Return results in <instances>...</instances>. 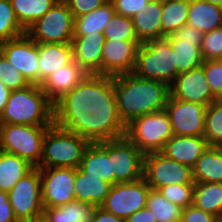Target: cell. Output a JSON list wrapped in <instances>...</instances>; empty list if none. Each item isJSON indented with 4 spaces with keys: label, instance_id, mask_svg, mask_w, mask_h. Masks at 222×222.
I'll list each match as a JSON object with an SVG mask.
<instances>
[{
    "label": "cell",
    "instance_id": "cell-1",
    "mask_svg": "<svg viewBox=\"0 0 222 222\" xmlns=\"http://www.w3.org/2000/svg\"><path fill=\"white\" fill-rule=\"evenodd\" d=\"M54 124L90 143L125 135L117 111L114 77L88 74L54 104Z\"/></svg>",
    "mask_w": 222,
    "mask_h": 222
},
{
    "label": "cell",
    "instance_id": "cell-2",
    "mask_svg": "<svg viewBox=\"0 0 222 222\" xmlns=\"http://www.w3.org/2000/svg\"><path fill=\"white\" fill-rule=\"evenodd\" d=\"M114 91L118 115L125 125L136 117L164 110L170 95L166 83L134 73L115 76Z\"/></svg>",
    "mask_w": 222,
    "mask_h": 222
},
{
    "label": "cell",
    "instance_id": "cell-3",
    "mask_svg": "<svg viewBox=\"0 0 222 222\" xmlns=\"http://www.w3.org/2000/svg\"><path fill=\"white\" fill-rule=\"evenodd\" d=\"M0 124L52 126L54 105L40 85L31 84L24 89L11 91L0 114Z\"/></svg>",
    "mask_w": 222,
    "mask_h": 222
},
{
    "label": "cell",
    "instance_id": "cell-4",
    "mask_svg": "<svg viewBox=\"0 0 222 222\" xmlns=\"http://www.w3.org/2000/svg\"><path fill=\"white\" fill-rule=\"evenodd\" d=\"M90 142L53 124L45 133L42 157L37 168H78Z\"/></svg>",
    "mask_w": 222,
    "mask_h": 222
},
{
    "label": "cell",
    "instance_id": "cell-5",
    "mask_svg": "<svg viewBox=\"0 0 222 222\" xmlns=\"http://www.w3.org/2000/svg\"><path fill=\"white\" fill-rule=\"evenodd\" d=\"M133 73L140 78L161 81L170 86L178 75L170 41L165 37L141 43Z\"/></svg>",
    "mask_w": 222,
    "mask_h": 222
},
{
    "label": "cell",
    "instance_id": "cell-6",
    "mask_svg": "<svg viewBox=\"0 0 222 222\" xmlns=\"http://www.w3.org/2000/svg\"><path fill=\"white\" fill-rule=\"evenodd\" d=\"M49 127L0 124V150L17 155L37 168L42 157L45 133Z\"/></svg>",
    "mask_w": 222,
    "mask_h": 222
},
{
    "label": "cell",
    "instance_id": "cell-7",
    "mask_svg": "<svg viewBox=\"0 0 222 222\" xmlns=\"http://www.w3.org/2000/svg\"><path fill=\"white\" fill-rule=\"evenodd\" d=\"M125 135L145 155L160 152L174 134L164 109L134 118L126 125Z\"/></svg>",
    "mask_w": 222,
    "mask_h": 222
},
{
    "label": "cell",
    "instance_id": "cell-8",
    "mask_svg": "<svg viewBox=\"0 0 222 222\" xmlns=\"http://www.w3.org/2000/svg\"><path fill=\"white\" fill-rule=\"evenodd\" d=\"M97 143L108 153L114 184L143 178L144 154L126 135Z\"/></svg>",
    "mask_w": 222,
    "mask_h": 222
},
{
    "label": "cell",
    "instance_id": "cell-9",
    "mask_svg": "<svg viewBox=\"0 0 222 222\" xmlns=\"http://www.w3.org/2000/svg\"><path fill=\"white\" fill-rule=\"evenodd\" d=\"M74 17L64 0H58L26 33L37 43H71Z\"/></svg>",
    "mask_w": 222,
    "mask_h": 222
},
{
    "label": "cell",
    "instance_id": "cell-10",
    "mask_svg": "<svg viewBox=\"0 0 222 222\" xmlns=\"http://www.w3.org/2000/svg\"><path fill=\"white\" fill-rule=\"evenodd\" d=\"M9 202L17 222L41 220L44 211L39 168H33L8 192Z\"/></svg>",
    "mask_w": 222,
    "mask_h": 222
},
{
    "label": "cell",
    "instance_id": "cell-11",
    "mask_svg": "<svg viewBox=\"0 0 222 222\" xmlns=\"http://www.w3.org/2000/svg\"><path fill=\"white\" fill-rule=\"evenodd\" d=\"M143 178L151 189L171 184H194L192 168L165 157L160 152L144 155Z\"/></svg>",
    "mask_w": 222,
    "mask_h": 222
},
{
    "label": "cell",
    "instance_id": "cell-12",
    "mask_svg": "<svg viewBox=\"0 0 222 222\" xmlns=\"http://www.w3.org/2000/svg\"><path fill=\"white\" fill-rule=\"evenodd\" d=\"M150 189L144 178L135 182L114 184L100 207L125 221L146 207Z\"/></svg>",
    "mask_w": 222,
    "mask_h": 222
},
{
    "label": "cell",
    "instance_id": "cell-13",
    "mask_svg": "<svg viewBox=\"0 0 222 222\" xmlns=\"http://www.w3.org/2000/svg\"><path fill=\"white\" fill-rule=\"evenodd\" d=\"M43 208H54L75 201V168H39Z\"/></svg>",
    "mask_w": 222,
    "mask_h": 222
},
{
    "label": "cell",
    "instance_id": "cell-14",
    "mask_svg": "<svg viewBox=\"0 0 222 222\" xmlns=\"http://www.w3.org/2000/svg\"><path fill=\"white\" fill-rule=\"evenodd\" d=\"M206 106L172 98L167 99V112L174 135L196 136L204 135V120Z\"/></svg>",
    "mask_w": 222,
    "mask_h": 222
},
{
    "label": "cell",
    "instance_id": "cell-15",
    "mask_svg": "<svg viewBox=\"0 0 222 222\" xmlns=\"http://www.w3.org/2000/svg\"><path fill=\"white\" fill-rule=\"evenodd\" d=\"M0 52L30 84L38 85V43L27 33L0 43Z\"/></svg>",
    "mask_w": 222,
    "mask_h": 222
},
{
    "label": "cell",
    "instance_id": "cell-16",
    "mask_svg": "<svg viewBox=\"0 0 222 222\" xmlns=\"http://www.w3.org/2000/svg\"><path fill=\"white\" fill-rule=\"evenodd\" d=\"M140 44L139 40L105 39L101 72L98 75L115 77L133 73Z\"/></svg>",
    "mask_w": 222,
    "mask_h": 222
},
{
    "label": "cell",
    "instance_id": "cell-17",
    "mask_svg": "<svg viewBox=\"0 0 222 222\" xmlns=\"http://www.w3.org/2000/svg\"><path fill=\"white\" fill-rule=\"evenodd\" d=\"M169 90L172 98L199 103L206 107L217 100L209 88L202 65L178 74Z\"/></svg>",
    "mask_w": 222,
    "mask_h": 222
},
{
    "label": "cell",
    "instance_id": "cell-18",
    "mask_svg": "<svg viewBox=\"0 0 222 222\" xmlns=\"http://www.w3.org/2000/svg\"><path fill=\"white\" fill-rule=\"evenodd\" d=\"M103 33L92 32L87 35H74L71 45L73 60L87 73L101 72Z\"/></svg>",
    "mask_w": 222,
    "mask_h": 222
},
{
    "label": "cell",
    "instance_id": "cell-19",
    "mask_svg": "<svg viewBox=\"0 0 222 222\" xmlns=\"http://www.w3.org/2000/svg\"><path fill=\"white\" fill-rule=\"evenodd\" d=\"M207 140L196 136L173 135L160 151L165 157L193 168L208 148Z\"/></svg>",
    "mask_w": 222,
    "mask_h": 222
},
{
    "label": "cell",
    "instance_id": "cell-20",
    "mask_svg": "<svg viewBox=\"0 0 222 222\" xmlns=\"http://www.w3.org/2000/svg\"><path fill=\"white\" fill-rule=\"evenodd\" d=\"M87 75L73 60L68 65L50 74L40 86L49 100L54 104L76 87Z\"/></svg>",
    "mask_w": 222,
    "mask_h": 222
},
{
    "label": "cell",
    "instance_id": "cell-21",
    "mask_svg": "<svg viewBox=\"0 0 222 222\" xmlns=\"http://www.w3.org/2000/svg\"><path fill=\"white\" fill-rule=\"evenodd\" d=\"M38 85L53 72L73 61L71 43H38Z\"/></svg>",
    "mask_w": 222,
    "mask_h": 222
},
{
    "label": "cell",
    "instance_id": "cell-22",
    "mask_svg": "<svg viewBox=\"0 0 222 222\" xmlns=\"http://www.w3.org/2000/svg\"><path fill=\"white\" fill-rule=\"evenodd\" d=\"M112 184L75 168V200L100 207L110 192Z\"/></svg>",
    "mask_w": 222,
    "mask_h": 222
},
{
    "label": "cell",
    "instance_id": "cell-23",
    "mask_svg": "<svg viewBox=\"0 0 222 222\" xmlns=\"http://www.w3.org/2000/svg\"><path fill=\"white\" fill-rule=\"evenodd\" d=\"M161 13L162 0H150L147 8L131 17L140 43L162 38Z\"/></svg>",
    "mask_w": 222,
    "mask_h": 222
},
{
    "label": "cell",
    "instance_id": "cell-24",
    "mask_svg": "<svg viewBox=\"0 0 222 222\" xmlns=\"http://www.w3.org/2000/svg\"><path fill=\"white\" fill-rule=\"evenodd\" d=\"M187 25L203 34L222 27V6L206 0H189Z\"/></svg>",
    "mask_w": 222,
    "mask_h": 222
},
{
    "label": "cell",
    "instance_id": "cell-25",
    "mask_svg": "<svg viewBox=\"0 0 222 222\" xmlns=\"http://www.w3.org/2000/svg\"><path fill=\"white\" fill-rule=\"evenodd\" d=\"M96 206L80 201L68 202L65 205L44 208L43 222H92Z\"/></svg>",
    "mask_w": 222,
    "mask_h": 222
},
{
    "label": "cell",
    "instance_id": "cell-26",
    "mask_svg": "<svg viewBox=\"0 0 222 222\" xmlns=\"http://www.w3.org/2000/svg\"><path fill=\"white\" fill-rule=\"evenodd\" d=\"M78 169L114 185V174L111 173L108 153L98 143L88 145Z\"/></svg>",
    "mask_w": 222,
    "mask_h": 222
},
{
    "label": "cell",
    "instance_id": "cell-27",
    "mask_svg": "<svg viewBox=\"0 0 222 222\" xmlns=\"http://www.w3.org/2000/svg\"><path fill=\"white\" fill-rule=\"evenodd\" d=\"M194 182L222 183V152L208 146L192 168Z\"/></svg>",
    "mask_w": 222,
    "mask_h": 222
},
{
    "label": "cell",
    "instance_id": "cell-28",
    "mask_svg": "<svg viewBox=\"0 0 222 222\" xmlns=\"http://www.w3.org/2000/svg\"><path fill=\"white\" fill-rule=\"evenodd\" d=\"M174 50L177 73H184L203 64L202 40L168 39Z\"/></svg>",
    "mask_w": 222,
    "mask_h": 222
},
{
    "label": "cell",
    "instance_id": "cell-29",
    "mask_svg": "<svg viewBox=\"0 0 222 222\" xmlns=\"http://www.w3.org/2000/svg\"><path fill=\"white\" fill-rule=\"evenodd\" d=\"M33 168L19 156L0 150V190L8 193Z\"/></svg>",
    "mask_w": 222,
    "mask_h": 222
},
{
    "label": "cell",
    "instance_id": "cell-30",
    "mask_svg": "<svg viewBox=\"0 0 222 222\" xmlns=\"http://www.w3.org/2000/svg\"><path fill=\"white\" fill-rule=\"evenodd\" d=\"M193 205L222 218V183L195 182Z\"/></svg>",
    "mask_w": 222,
    "mask_h": 222
},
{
    "label": "cell",
    "instance_id": "cell-31",
    "mask_svg": "<svg viewBox=\"0 0 222 222\" xmlns=\"http://www.w3.org/2000/svg\"><path fill=\"white\" fill-rule=\"evenodd\" d=\"M115 13L110 0L94 11L74 18V35H87L92 32L104 33L107 23Z\"/></svg>",
    "mask_w": 222,
    "mask_h": 222
},
{
    "label": "cell",
    "instance_id": "cell-32",
    "mask_svg": "<svg viewBox=\"0 0 222 222\" xmlns=\"http://www.w3.org/2000/svg\"><path fill=\"white\" fill-rule=\"evenodd\" d=\"M189 0H162V38L171 36L187 24Z\"/></svg>",
    "mask_w": 222,
    "mask_h": 222
},
{
    "label": "cell",
    "instance_id": "cell-33",
    "mask_svg": "<svg viewBox=\"0 0 222 222\" xmlns=\"http://www.w3.org/2000/svg\"><path fill=\"white\" fill-rule=\"evenodd\" d=\"M58 0H10L20 25L27 30Z\"/></svg>",
    "mask_w": 222,
    "mask_h": 222
},
{
    "label": "cell",
    "instance_id": "cell-34",
    "mask_svg": "<svg viewBox=\"0 0 222 222\" xmlns=\"http://www.w3.org/2000/svg\"><path fill=\"white\" fill-rule=\"evenodd\" d=\"M146 208L153 211L156 222H170L181 219L182 208L165 198L158 190L150 189Z\"/></svg>",
    "mask_w": 222,
    "mask_h": 222
},
{
    "label": "cell",
    "instance_id": "cell-35",
    "mask_svg": "<svg viewBox=\"0 0 222 222\" xmlns=\"http://www.w3.org/2000/svg\"><path fill=\"white\" fill-rule=\"evenodd\" d=\"M209 146L222 143V99H217L206 107L204 135Z\"/></svg>",
    "mask_w": 222,
    "mask_h": 222
},
{
    "label": "cell",
    "instance_id": "cell-36",
    "mask_svg": "<svg viewBox=\"0 0 222 222\" xmlns=\"http://www.w3.org/2000/svg\"><path fill=\"white\" fill-rule=\"evenodd\" d=\"M26 33L20 25L10 0H0V43L17 38Z\"/></svg>",
    "mask_w": 222,
    "mask_h": 222
},
{
    "label": "cell",
    "instance_id": "cell-37",
    "mask_svg": "<svg viewBox=\"0 0 222 222\" xmlns=\"http://www.w3.org/2000/svg\"><path fill=\"white\" fill-rule=\"evenodd\" d=\"M105 39L138 40L131 17L114 13L104 30Z\"/></svg>",
    "mask_w": 222,
    "mask_h": 222
},
{
    "label": "cell",
    "instance_id": "cell-38",
    "mask_svg": "<svg viewBox=\"0 0 222 222\" xmlns=\"http://www.w3.org/2000/svg\"><path fill=\"white\" fill-rule=\"evenodd\" d=\"M193 190L194 184H171L158 189L165 198L182 209L193 204Z\"/></svg>",
    "mask_w": 222,
    "mask_h": 222
},
{
    "label": "cell",
    "instance_id": "cell-39",
    "mask_svg": "<svg viewBox=\"0 0 222 222\" xmlns=\"http://www.w3.org/2000/svg\"><path fill=\"white\" fill-rule=\"evenodd\" d=\"M0 80L10 91L20 90L31 85L0 52Z\"/></svg>",
    "mask_w": 222,
    "mask_h": 222
},
{
    "label": "cell",
    "instance_id": "cell-40",
    "mask_svg": "<svg viewBox=\"0 0 222 222\" xmlns=\"http://www.w3.org/2000/svg\"><path fill=\"white\" fill-rule=\"evenodd\" d=\"M200 48L203 60H222V27L204 33Z\"/></svg>",
    "mask_w": 222,
    "mask_h": 222
},
{
    "label": "cell",
    "instance_id": "cell-41",
    "mask_svg": "<svg viewBox=\"0 0 222 222\" xmlns=\"http://www.w3.org/2000/svg\"><path fill=\"white\" fill-rule=\"evenodd\" d=\"M202 66L212 94L222 99V60H204Z\"/></svg>",
    "mask_w": 222,
    "mask_h": 222
},
{
    "label": "cell",
    "instance_id": "cell-42",
    "mask_svg": "<svg viewBox=\"0 0 222 222\" xmlns=\"http://www.w3.org/2000/svg\"><path fill=\"white\" fill-rule=\"evenodd\" d=\"M114 6L115 13L126 17H132L139 10L147 8L150 0H110Z\"/></svg>",
    "mask_w": 222,
    "mask_h": 222
},
{
    "label": "cell",
    "instance_id": "cell-43",
    "mask_svg": "<svg viewBox=\"0 0 222 222\" xmlns=\"http://www.w3.org/2000/svg\"><path fill=\"white\" fill-rule=\"evenodd\" d=\"M68 9L72 12L73 17L90 13L102 6L108 0H64Z\"/></svg>",
    "mask_w": 222,
    "mask_h": 222
},
{
    "label": "cell",
    "instance_id": "cell-44",
    "mask_svg": "<svg viewBox=\"0 0 222 222\" xmlns=\"http://www.w3.org/2000/svg\"><path fill=\"white\" fill-rule=\"evenodd\" d=\"M217 217L214 215L204 212L202 209L195 207L193 204L181 212L182 222H215Z\"/></svg>",
    "mask_w": 222,
    "mask_h": 222
},
{
    "label": "cell",
    "instance_id": "cell-45",
    "mask_svg": "<svg viewBox=\"0 0 222 222\" xmlns=\"http://www.w3.org/2000/svg\"><path fill=\"white\" fill-rule=\"evenodd\" d=\"M203 33L195 27L183 25L180 29L176 30L167 39H188V40H202Z\"/></svg>",
    "mask_w": 222,
    "mask_h": 222
},
{
    "label": "cell",
    "instance_id": "cell-46",
    "mask_svg": "<svg viewBox=\"0 0 222 222\" xmlns=\"http://www.w3.org/2000/svg\"><path fill=\"white\" fill-rule=\"evenodd\" d=\"M0 222H17L12 206L9 202L8 193L0 190Z\"/></svg>",
    "mask_w": 222,
    "mask_h": 222
},
{
    "label": "cell",
    "instance_id": "cell-47",
    "mask_svg": "<svg viewBox=\"0 0 222 222\" xmlns=\"http://www.w3.org/2000/svg\"><path fill=\"white\" fill-rule=\"evenodd\" d=\"M92 222H125L123 219L104 210L102 207H96Z\"/></svg>",
    "mask_w": 222,
    "mask_h": 222
},
{
    "label": "cell",
    "instance_id": "cell-48",
    "mask_svg": "<svg viewBox=\"0 0 222 222\" xmlns=\"http://www.w3.org/2000/svg\"><path fill=\"white\" fill-rule=\"evenodd\" d=\"M125 222H156V218L153 211L145 207L127 218Z\"/></svg>",
    "mask_w": 222,
    "mask_h": 222
},
{
    "label": "cell",
    "instance_id": "cell-49",
    "mask_svg": "<svg viewBox=\"0 0 222 222\" xmlns=\"http://www.w3.org/2000/svg\"><path fill=\"white\" fill-rule=\"evenodd\" d=\"M11 91L5 86V84L0 80V114L2 113L5 105L7 104L8 97Z\"/></svg>",
    "mask_w": 222,
    "mask_h": 222
},
{
    "label": "cell",
    "instance_id": "cell-50",
    "mask_svg": "<svg viewBox=\"0 0 222 222\" xmlns=\"http://www.w3.org/2000/svg\"><path fill=\"white\" fill-rule=\"evenodd\" d=\"M206 1L217 6H222V0H206Z\"/></svg>",
    "mask_w": 222,
    "mask_h": 222
},
{
    "label": "cell",
    "instance_id": "cell-51",
    "mask_svg": "<svg viewBox=\"0 0 222 222\" xmlns=\"http://www.w3.org/2000/svg\"><path fill=\"white\" fill-rule=\"evenodd\" d=\"M219 149H220V151L222 152V143L220 144V145H218L217 146Z\"/></svg>",
    "mask_w": 222,
    "mask_h": 222
},
{
    "label": "cell",
    "instance_id": "cell-52",
    "mask_svg": "<svg viewBox=\"0 0 222 222\" xmlns=\"http://www.w3.org/2000/svg\"><path fill=\"white\" fill-rule=\"evenodd\" d=\"M170 222H182V221H181V219H177V220L170 221Z\"/></svg>",
    "mask_w": 222,
    "mask_h": 222
},
{
    "label": "cell",
    "instance_id": "cell-53",
    "mask_svg": "<svg viewBox=\"0 0 222 222\" xmlns=\"http://www.w3.org/2000/svg\"><path fill=\"white\" fill-rule=\"evenodd\" d=\"M215 222H222V218H217Z\"/></svg>",
    "mask_w": 222,
    "mask_h": 222
}]
</instances>
